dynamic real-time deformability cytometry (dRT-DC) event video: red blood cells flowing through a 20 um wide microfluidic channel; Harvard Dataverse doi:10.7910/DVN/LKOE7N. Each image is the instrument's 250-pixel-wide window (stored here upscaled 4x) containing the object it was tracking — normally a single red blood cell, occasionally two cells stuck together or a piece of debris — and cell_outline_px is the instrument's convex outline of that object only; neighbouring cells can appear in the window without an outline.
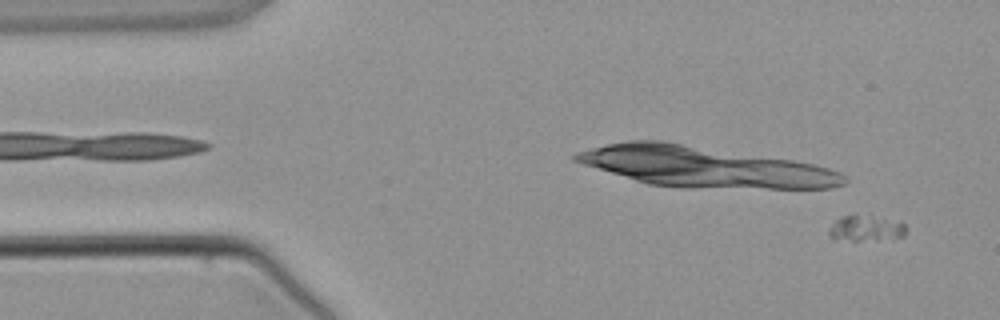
{"species": "common noctule bat (a hibernating species)", "species_latin": "Nyctalus noctula", "temperature_condition": "warm", "stored_images_in_passage": 5, "camera_frame_rate_fps": 3000, "um_per_image_px": 0.085, "animal": {"sex": "male", "body_mass_g": 21.5, "forearm_length_mm": 52.0}, "frame": {"image": 1, "passage_image": 1, "time_ms": 0.0, "image_size_px": [1000, 320], "cell_outline_px": [[904, 236], [860, 240], [832, 240], [828, 232], [828, 228], [836, 220], [844, 216], [872, 216], [904, 224]], "centroid_in_image_um": [73.48, 19.42], "position_along_channel_um": 11.5, "area_um2": 10.92}}